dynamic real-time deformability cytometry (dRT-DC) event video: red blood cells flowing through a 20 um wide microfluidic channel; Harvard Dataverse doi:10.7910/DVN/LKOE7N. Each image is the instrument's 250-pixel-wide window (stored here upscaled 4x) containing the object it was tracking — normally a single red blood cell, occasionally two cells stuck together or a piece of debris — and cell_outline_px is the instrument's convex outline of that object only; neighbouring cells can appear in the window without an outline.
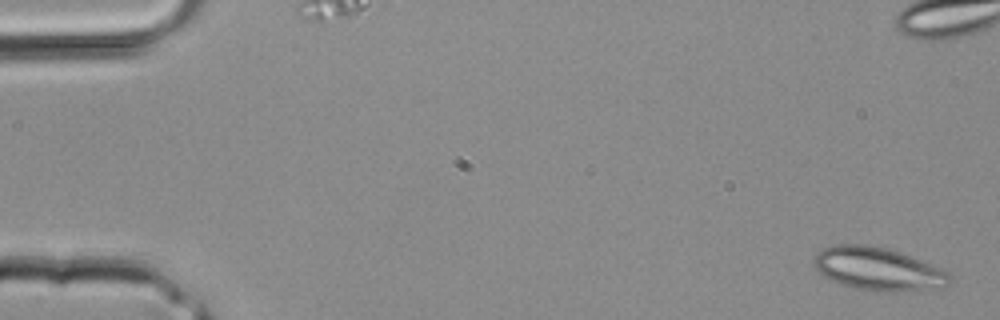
{"species": "common noctule bat (a hibernating species)", "species_latin": "Nyctalus noctula", "temperature_condition": "room temperature", "stored_images_in_passage": 4, "camera_frame_rate_fps": 3000, "um_per_image_px": 0.085, "animal": {"sex": "male", "body_mass_g": 20.4}, "frame": {"image": 1, "passage_image": 1, "time_ms": 0.0, "image_size_px": [1000, 320], "cell_outline_px": [[952, 280], [948, 284], [940, 288], [904, 292], [872, 292], [852, 288], [840, 284], [824, 276], [816, 268], [812, 260], [812, 256], [824, 248], [836, 244], [868, 244], [888, 248], [900, 252], [948, 272], [952, 276]], "centroid_in_image_um": [74.62, 22.88], "position_along_channel_um": 10.4, "area_um2": 34.45}}